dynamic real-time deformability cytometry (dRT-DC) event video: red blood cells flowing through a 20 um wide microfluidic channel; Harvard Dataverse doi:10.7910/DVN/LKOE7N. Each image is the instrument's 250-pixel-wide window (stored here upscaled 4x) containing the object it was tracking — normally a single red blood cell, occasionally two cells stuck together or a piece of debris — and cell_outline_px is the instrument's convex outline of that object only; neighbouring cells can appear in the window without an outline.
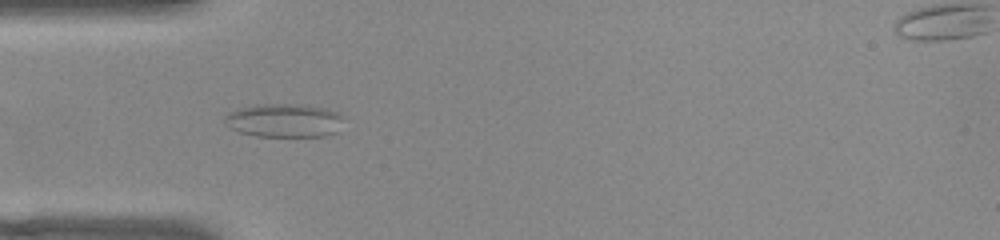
{"species": "common noctule bat (a hibernating species)", "species_latin": "Nyctalus noctula", "temperature_condition": "warm", "stored_images_in_passage": 39, "camera_frame_rate_fps": 3000, "um_per_image_px": 0.085, "animal": {"sex": "female", "body_mass_g": 22.0, "forearm_length_mm": 56.7}, "frame": {"image": 1, "passage_image": 3, "time_ms": 0.667, "image_size_px": [1000, 240], "cell_outline_px": [[340, 120], [336, 132], [324, 136], [256, 136], [240, 132], [228, 128], [224, 124], [224, 116], [228, 112], [240, 108], [256, 104], [300, 104], [328, 108], [340, 112]], "centroid_in_image_um": [24.09, 10.23], "position_along_channel_um": 60.9, "area_um2": 23.35}}
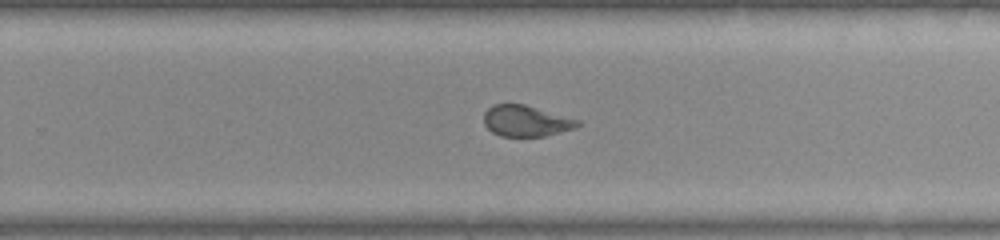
{"frame": {"image": 2, "passage_image": 20, "time_ms": 6.333, "image_size_px": [1000, 240], "cell_outline_px": [[580, 124], [576, 128], [544, 136], [500, 136], [492, 132], [484, 124], [484, 112], [492, 104], [524, 104], [580, 120]], "centroid_in_image_um": [44.7, 10.28], "position_along_channel_um": 285.1, "area_um2": 16.94}}
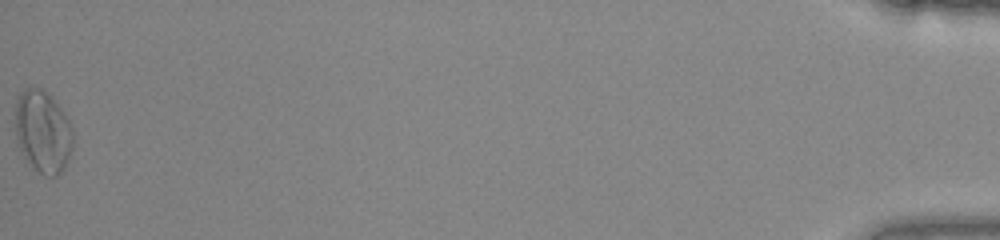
{"frame": {"image": 3, "passage_image": 39, "time_ms": 12.667, "image_size_px": [1000, 240], "cell_outline_px": [[72, 148], [64, 168], [56, 176], [44, 176], [32, 168], [20, 148], [16, 136], [16, 100], [20, 92], [24, 88], [40, 88], [52, 96], [64, 112], [72, 128]], "centroid_in_image_um": [3.64, 11.18], "position_along_channel_um": 431.6, "area_um2": 27.57}, "authors_computed_cell_mechanics": {"area_um2": 17.9758, "velocity_mm_per_s": 3.9847, "shape_relaxation_time_tau1_ms": null, "shape_relaxation_time_tau2_ms": 1.2545, "deformation_change_tau1": null, "deformation_change_tau2": 0.0896}}